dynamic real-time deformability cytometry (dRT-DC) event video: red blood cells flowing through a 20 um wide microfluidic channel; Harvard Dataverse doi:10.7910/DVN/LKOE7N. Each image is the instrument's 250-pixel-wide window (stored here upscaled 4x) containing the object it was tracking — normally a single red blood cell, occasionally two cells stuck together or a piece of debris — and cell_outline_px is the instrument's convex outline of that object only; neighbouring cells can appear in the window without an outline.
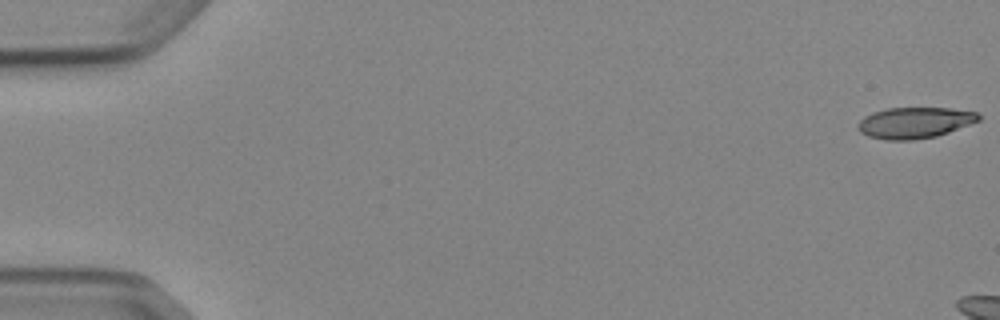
{"species": "Egyptian fruit bat (a non-hibernating species)", "species_latin": "Rousettus aegyptiacus", "temperature_condition": "cold", "stored_images_in_passage": 3, "camera_frame_rate_fps": 3000, "um_per_image_px": 0.085, "animal": {"sex": "female"}, "frame": {"image": 1, "passage_image": 1, "time_ms": 0.0, "image_size_px": [1000, 320], "cell_outline_px": [[980, 120], [948, 132], [936, 136], [912, 140], [888, 140], [868, 136], [860, 132], [860, 120], [864, 116], [872, 112], [888, 108], [952, 108], [976, 112], [980, 116]], "centroid_in_image_um": [77.75, 10.42], "position_along_channel_um": 7.2, "area_um2": 21.62}}